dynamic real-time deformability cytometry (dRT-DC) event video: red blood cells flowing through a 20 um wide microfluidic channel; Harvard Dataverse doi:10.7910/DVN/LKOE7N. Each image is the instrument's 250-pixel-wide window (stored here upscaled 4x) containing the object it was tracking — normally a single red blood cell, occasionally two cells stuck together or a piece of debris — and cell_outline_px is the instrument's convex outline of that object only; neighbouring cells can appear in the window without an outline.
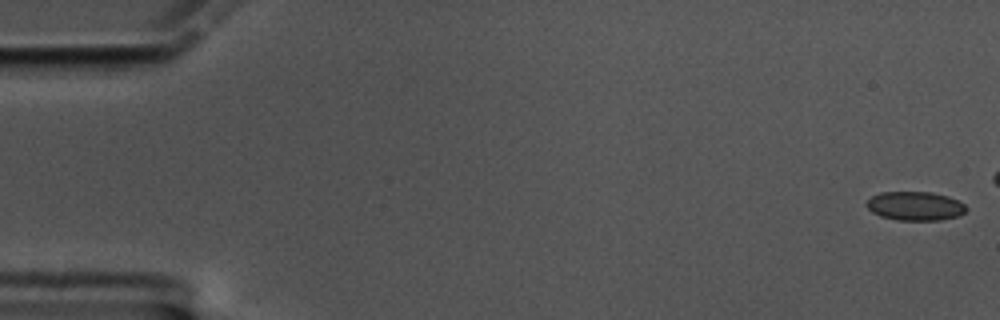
{"species": "common noctule bat (a hibernating species)", "species_latin": "Nyctalus noctula", "temperature_condition": "cold", "stored_images_in_passage": 52, "camera_frame_rate_fps": 3000, "um_per_image_px": 0.085, "animal": {"sex": "male", "body_mass_g": 17.5, "forearm_length_mm": 52.3}, "frame": {"image": 1, "passage_image": 1, "time_ms": 0.0, "image_size_px": [1000, 320], "cell_outline_px": [[968, 208], [964, 212], [956, 216], [940, 220], [896, 220], [880, 216], [872, 212], [864, 204], [872, 196], [880, 192], [932, 192], [948, 196], [964, 204]], "centroid_in_image_um": [77.76, 17.51], "position_along_channel_um": 7.2, "area_um2": 16.76}}
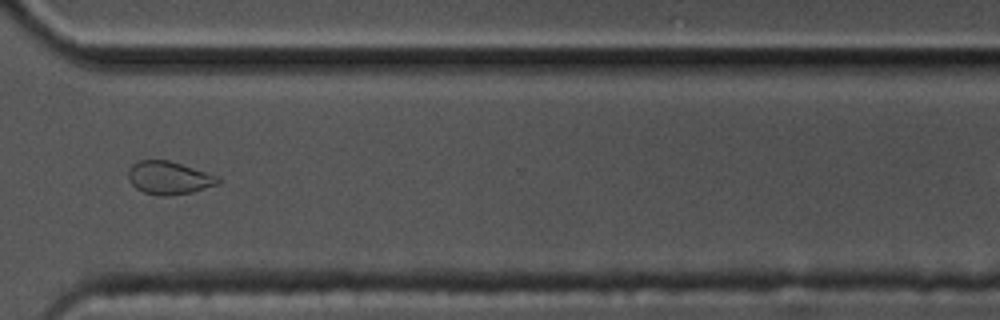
{"frame": {"image": 2, "passage_image": 44, "time_ms": 14.333, "image_size_px": [1000, 320], "cell_outline_px": [[220, 184], [192, 192], [168, 196], [160, 196], [144, 192], [136, 188], [128, 180], [128, 172], [132, 164], [140, 160], [168, 160], [220, 176]], "centroid_in_image_um": [14.38, 15.12], "position_along_channel_um": 356.2, "area_um2": 17.34}}
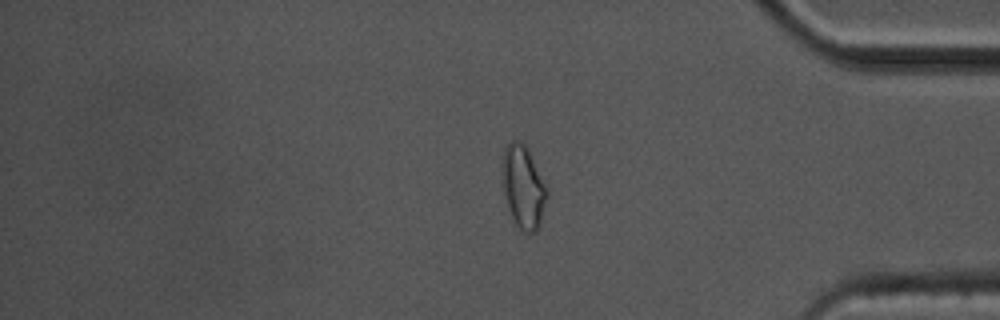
{"frame": {"image": 3, "passage_image": 49, "time_ms": 16.0, "image_size_px": [1000, 320], "cell_outline_px": [[548, 196], [540, 224], [536, 232], [524, 232], [516, 224], [508, 208], [504, 192], [504, 148], [508, 140], [520, 140], [524, 144], [548, 188]], "centroid_in_image_um": [44.51, 15.9], "position_along_channel_um": 390.7, "area_um2": 21.1}, "authors_computed_cell_mechanics": {"area_um2": 16.8776, "velocity_mm_per_s": 3.416, "shape_relaxation_time_tau1_ms": 4.2049, "shape_relaxation_time_tau2_ms": 2.113, "deformation_change_tau1": 0.0648, "deformation_change_tau2": 0.0656}}